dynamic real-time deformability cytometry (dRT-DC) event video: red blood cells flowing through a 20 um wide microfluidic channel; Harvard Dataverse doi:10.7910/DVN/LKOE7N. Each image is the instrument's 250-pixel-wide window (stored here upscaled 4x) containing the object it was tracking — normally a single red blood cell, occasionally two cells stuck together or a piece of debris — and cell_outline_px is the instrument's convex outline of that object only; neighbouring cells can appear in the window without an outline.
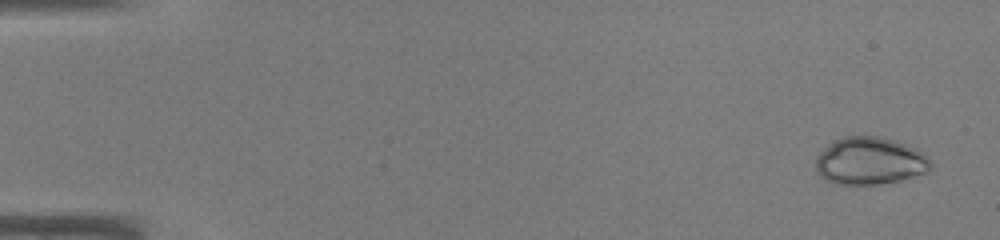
{"species": "common noctule bat (a hibernating species)", "species_latin": "Nyctalus noctula", "temperature_condition": "warm", "stored_images_in_passage": 45, "camera_frame_rate_fps": 3000, "um_per_image_px": 0.085, "animal": {"sex": "male", "body_mass_g": 19.0, "forearm_length_mm": 50.8}, "frame": {"image": 1, "passage_image": 2, "time_ms": 0.333, "image_size_px": [1000, 240], "cell_outline_px": [[932, 168], [928, 172], [896, 180], [876, 184], [836, 184], [820, 176], [816, 172], [816, 156], [824, 148], [836, 140], [844, 136], [880, 136], [904, 144], [924, 152], [932, 160]], "centroid_in_image_um": [73.95, 13.67], "position_along_channel_um": 11.1, "area_um2": 31.62}}
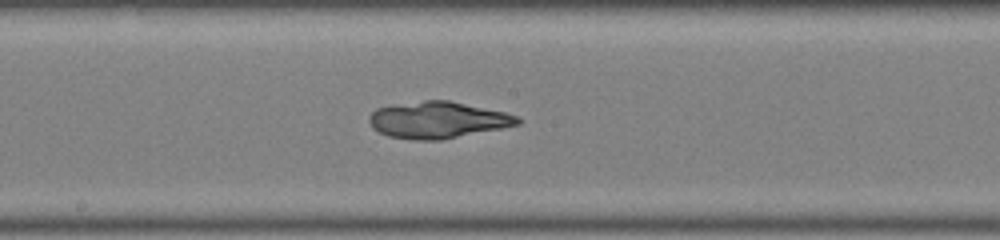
{"frame": {"image": 2, "passage_image": 25, "time_ms": 8.0, "image_size_px": [1000, 240], "cell_outline_px": [[524, 120], [520, 124], [440, 140], [412, 140], [388, 136], [372, 128], [368, 120], [368, 116], [376, 108], [424, 100], [448, 100], [504, 112], [516, 116]], "centroid_in_image_um": [37.19, 10.2], "position_along_channel_um": 211.0, "area_um2": 31.44}}
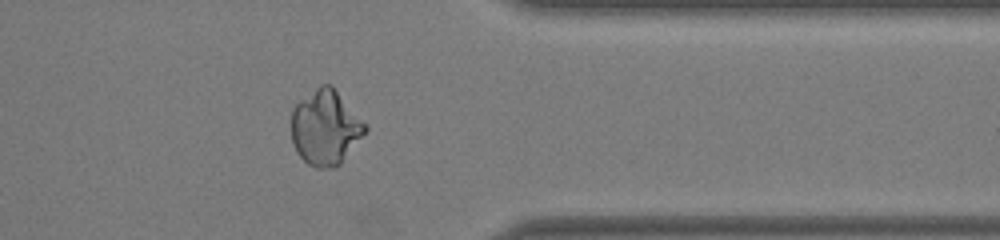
{"frame": {"image": 3, "passage_image": 37, "time_ms": 12.0, "image_size_px": [1000, 240], "cell_outline_px": [[368, 128], [340, 164], [332, 168], [316, 168], [308, 164], [300, 156], [292, 144], [292, 108], [300, 100], [320, 84], [332, 84]], "centroid_in_image_um": [27.63, 10.84], "position_along_channel_um": 383.8, "area_um2": 31.91}}